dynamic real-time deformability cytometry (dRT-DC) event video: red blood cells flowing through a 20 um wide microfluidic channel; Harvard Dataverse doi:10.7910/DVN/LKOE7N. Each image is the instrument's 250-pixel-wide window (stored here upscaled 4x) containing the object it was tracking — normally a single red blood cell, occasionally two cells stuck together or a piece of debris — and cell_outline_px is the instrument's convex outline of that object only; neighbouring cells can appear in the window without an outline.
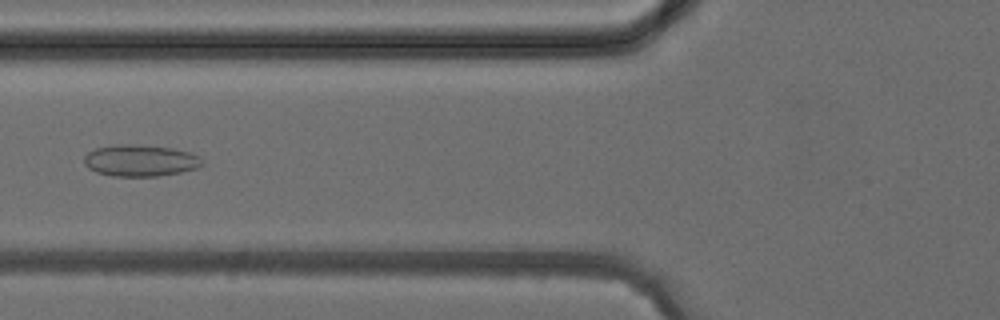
{"species": "common noctule bat (a hibernating species)", "species_latin": "Nyctalus noctula", "temperature_condition": "cold", "stored_images_in_passage": 5, "camera_frame_rate_fps": 3000, "um_per_image_px": 0.085, "animal": {"sex": "female", "body_mass_g": 24.6, "forearm_length_mm": 56.2}, "frame": {"image": 1, "passage_image": 5, "time_ms": 4.667, "image_size_px": [1000, 320], "cell_outline_px": [[204, 164], [196, 168], [180, 172], [156, 176], [112, 176], [96, 172], [88, 168], [84, 164], [84, 156], [88, 152], [96, 148], [120, 144], [136, 144], [172, 148], [188, 152], [200, 156]], "centroid_in_image_um": [11.91, 13.64], "position_along_channel_um": 113.9, "area_um2": 21.73}}